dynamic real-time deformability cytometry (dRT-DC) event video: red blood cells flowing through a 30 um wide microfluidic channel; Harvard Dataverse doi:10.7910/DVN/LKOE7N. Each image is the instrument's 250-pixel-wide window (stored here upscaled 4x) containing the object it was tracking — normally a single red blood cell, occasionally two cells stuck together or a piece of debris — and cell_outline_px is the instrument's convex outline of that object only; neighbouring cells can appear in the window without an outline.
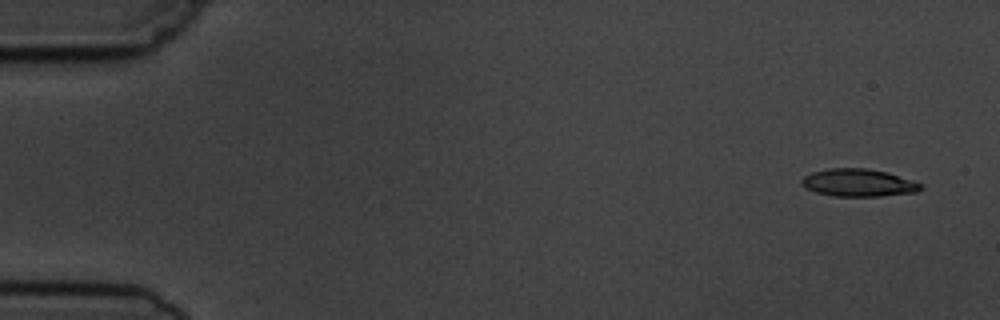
{"species": "common noctule bat (a hibernating species)", "species_latin": "Nyctalus noctula", "temperature_condition": "cold", "stored_images_in_passage": 4, "camera_frame_rate_fps": 3000, "um_per_image_px": 0.085, "animal": {"sex": "male", "body_mass_g": 19.5, "forearm_length_mm": 54.6}, "frame": {"image": 1, "passage_image": 1, "time_ms": 0.0, "image_size_px": [1000, 320], "cell_outline_px": [[924, 188], [916, 192], [880, 196], [836, 196], [816, 192], [804, 188], [800, 184], [800, 180], [804, 176], [812, 172], [828, 168], [868, 168], [888, 172], [924, 184]], "centroid_in_image_um": [72.97, 15.52], "position_along_channel_um": 12.0, "area_um2": 19.36}}
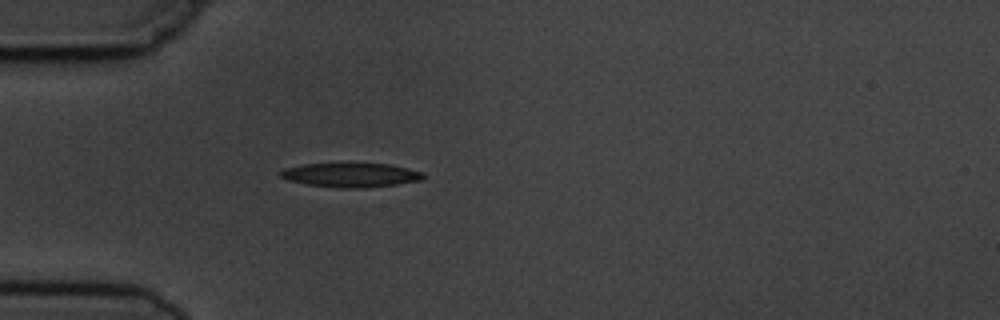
{"frame": {"image": 2, "passage_image": 4, "time_ms": 4.333, "image_size_px": [1000, 320], "cell_outline_px": [[424, 176], [420, 180], [396, 184], [368, 188], [340, 188], [308, 184], [288, 180], [280, 176], [280, 172], [284, 168], [304, 164], [340, 160], [348, 160], [392, 164], [424, 172]], "centroid_in_image_um": [29.82, 14.81], "position_along_channel_um": 55.2, "area_um2": 21.33}}